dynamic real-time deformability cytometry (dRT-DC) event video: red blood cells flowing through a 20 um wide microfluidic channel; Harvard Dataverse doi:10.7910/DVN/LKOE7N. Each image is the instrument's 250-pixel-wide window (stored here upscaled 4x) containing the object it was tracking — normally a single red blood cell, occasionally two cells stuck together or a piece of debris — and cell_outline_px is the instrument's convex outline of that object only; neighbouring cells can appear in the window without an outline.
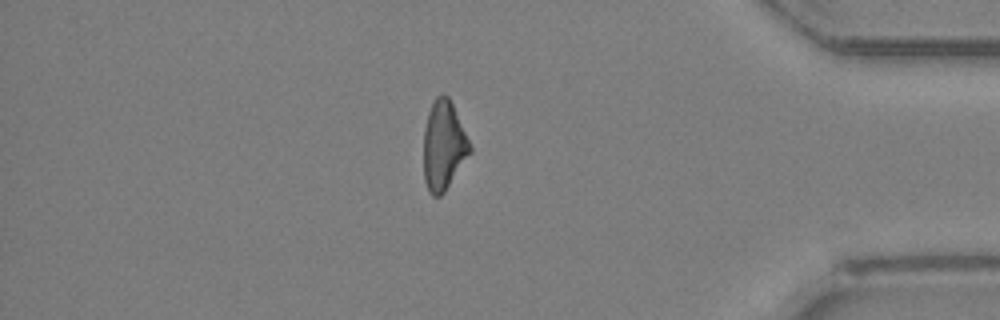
{"species": "Egyptian fruit bat (a non-hibernating species)", "species_latin": "Rousettus aegyptiacus", "temperature_condition": "room temperature", "stored_images_in_passage": 31, "segment_of_instrument_passage": [2, 2], "camera_frame_rate_fps": 3000, "um_per_image_px": 0.085, "animal": {"sex": "female"}, "frame": {"image": 1, "passage_image": 31, "time_ms": 10.0, "image_size_px": [1000, 320], "cell_outline_px": [[472, 152], [444, 192], [440, 196], [432, 196], [428, 192], [424, 180], [424, 128], [428, 112], [436, 96], [448, 96], [472, 144]], "centroid_in_image_um": [37.72, 12.41], "position_along_channel_um": 397.5, "area_um2": 24.1}}